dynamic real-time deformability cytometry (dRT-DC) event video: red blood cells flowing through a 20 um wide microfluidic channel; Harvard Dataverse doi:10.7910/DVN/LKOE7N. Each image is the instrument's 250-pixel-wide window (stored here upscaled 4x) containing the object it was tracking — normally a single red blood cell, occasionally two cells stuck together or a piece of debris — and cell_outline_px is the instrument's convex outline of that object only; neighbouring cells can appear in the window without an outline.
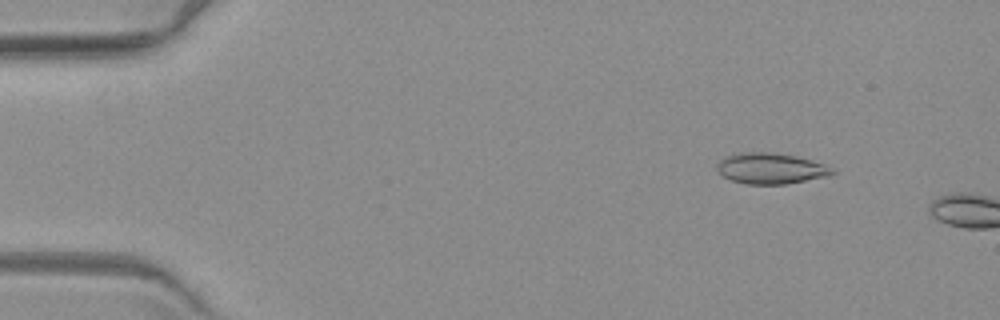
{"species": "common noctule bat (a hibernating species)", "species_latin": "Nyctalus noctula", "temperature_condition": "warm", "stored_images_in_passage": 3, "camera_frame_rate_fps": 3000, "um_per_image_px": 0.085, "animal": {"sex": "female", "body_mass_g": 19.3, "forearm_length_mm": 54.1}, "frame": {"image": 1, "passage_image": 2, "time_ms": 1.0, "image_size_px": [1000, 320], "cell_outline_px": [[836, 172], [832, 176], [784, 184], [744, 184], [732, 180], [724, 176], [716, 168], [716, 164], [724, 156], [740, 152], [772, 152], [796, 156], [812, 160], [824, 164]], "centroid_in_image_um": [65.52, 14.31], "position_along_channel_um": 19.5, "area_um2": 20.87}}